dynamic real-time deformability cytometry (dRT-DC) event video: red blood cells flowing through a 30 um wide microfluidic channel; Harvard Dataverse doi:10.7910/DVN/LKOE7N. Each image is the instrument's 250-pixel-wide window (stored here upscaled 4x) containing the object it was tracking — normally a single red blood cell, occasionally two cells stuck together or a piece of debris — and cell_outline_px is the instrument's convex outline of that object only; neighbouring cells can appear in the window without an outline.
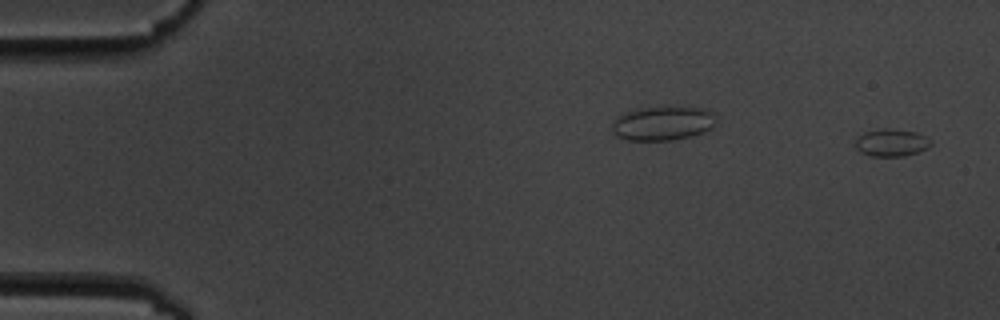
{"species": "common noctule bat (a hibernating species)", "species_latin": "Nyctalus noctula", "temperature_condition": "cold", "stored_images_in_passage": 8, "camera_frame_rate_fps": 3000, "um_per_image_px": 0.085, "animal": {"sex": "male", "body_mass_g": 19.5, "forearm_length_mm": 54.6}, "frame": {"image": 1, "passage_image": 1, "time_ms": 0.0, "image_size_px": [1000, 320], "cell_outline_px": [[932, 144], [928, 148], [904, 156], [872, 156], [860, 152], [856, 148], [856, 140], [864, 132], [884, 128], [892, 128], [916, 132], [932, 140]], "centroid_in_image_um": [75.79, 12.12], "position_along_channel_um": 9.2, "area_um2": 12.02}}
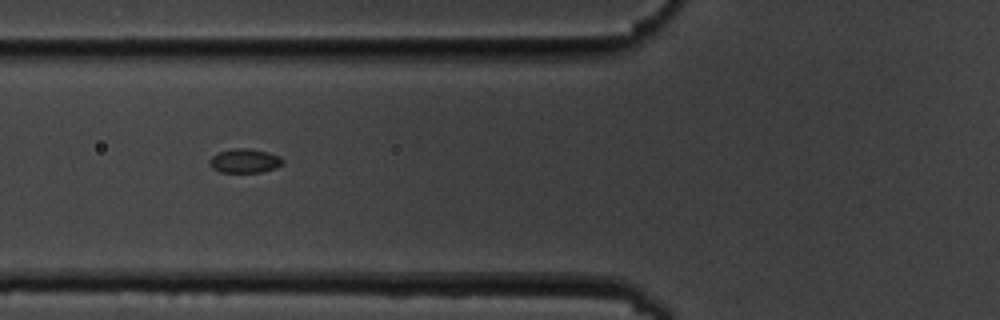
{"frame": {"image": 2, "passage_image": 7, "time_ms": 6.667, "image_size_px": [1000, 320], "cell_outline_px": [[284, 164], [276, 168], [260, 172], [220, 172], [212, 168], [208, 164], [208, 160], [212, 156], [220, 152], [232, 148], [248, 148], [268, 152], [280, 156], [284, 160]], "centroid_in_image_um": [20.81, 13.67], "position_along_channel_um": 105.0, "area_um2": 10.4}}
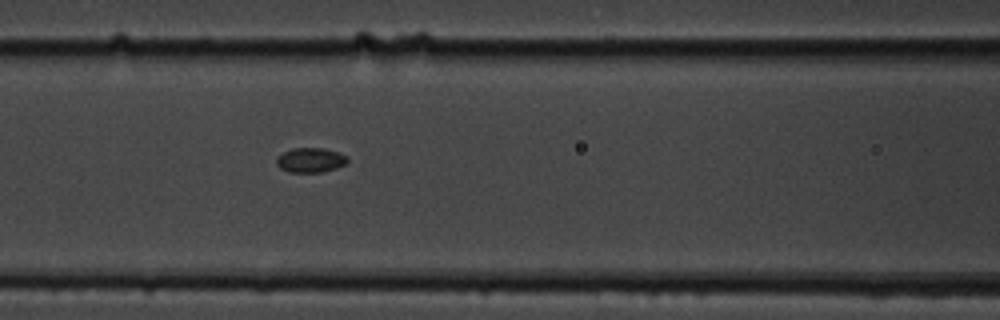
{"frame": {"image": 3, "passage_image": 8, "time_ms": 7.667, "image_size_px": [1000, 320], "cell_outline_px": [[348, 160], [344, 164], [336, 168], [320, 172], [288, 172], [280, 168], [276, 164], [276, 156], [292, 148], [324, 148], [348, 156]], "centroid_in_image_um": [26.35, 13.6], "position_along_channel_um": 140.2, "area_um2": 10.17}}